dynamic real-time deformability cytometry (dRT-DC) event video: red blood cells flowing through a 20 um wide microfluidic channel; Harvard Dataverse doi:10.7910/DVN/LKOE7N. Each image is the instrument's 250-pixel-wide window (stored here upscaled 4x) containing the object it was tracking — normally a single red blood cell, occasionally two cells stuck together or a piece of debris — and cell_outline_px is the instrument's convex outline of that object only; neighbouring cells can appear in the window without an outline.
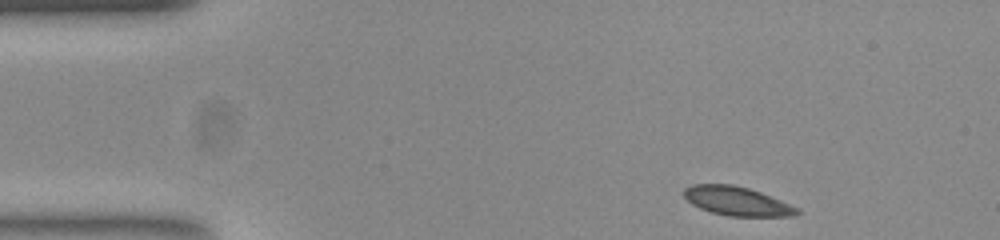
{"species": "common noctule bat (a hibernating species)", "species_latin": "Nyctalus noctula", "temperature_condition": "room temperature", "stored_images_in_passage": 48, "camera_frame_rate_fps": 3000, "um_per_image_px": 0.085, "animal": {"sex": "female", "body_mass_g": 23.0, "forearm_length_mm": 53.4}, "frame": {"image": 1, "passage_image": 1, "time_ms": 0.0, "image_size_px": [1000, 240], "cell_outline_px": [[800, 212], [784, 216], [732, 216], [712, 212], [700, 208], [692, 204], [684, 196], [684, 188], [692, 184], [732, 184], [748, 188], [760, 192], [788, 204], [796, 208]], "centroid_in_image_um": [62.56, 17.08], "position_along_channel_um": 22.4, "area_um2": 18.55}}
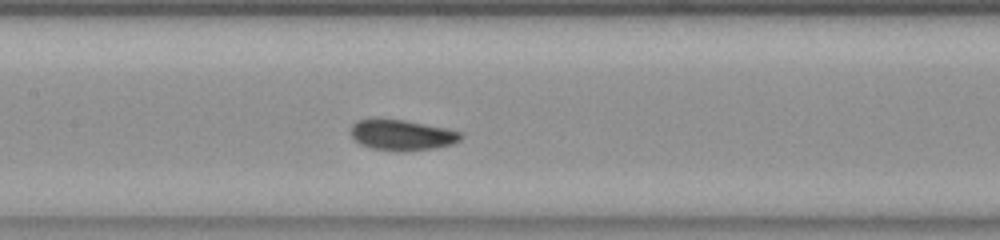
{"frame": {"image": 2, "passage_image": 19, "time_ms": 6.0, "image_size_px": [1000, 240], "cell_outline_px": [[460, 140], [452, 144], [432, 148], [372, 148], [360, 144], [352, 136], [352, 124], [356, 120], [404, 120], [444, 128], [460, 132]], "centroid_in_image_um": [34.15, 11.44], "position_along_channel_um": 173.3, "area_um2": 18.21}}
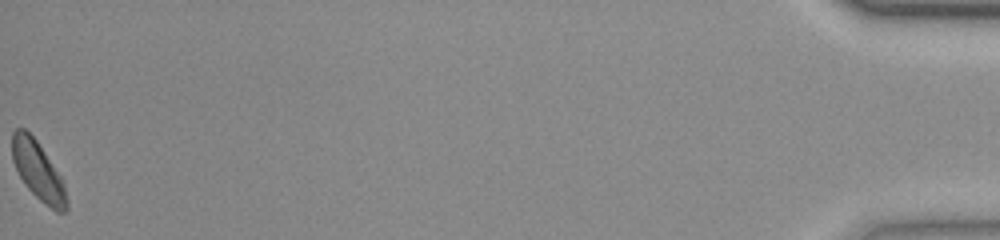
{"frame": {"image": 3, "passage_image": 48, "time_ms": 15.667, "image_size_px": [1000, 240], "cell_outline_px": [[68, 208], [64, 212], [56, 212], [44, 204], [24, 184], [12, 160], [12, 132], [16, 128], [24, 128], [36, 140], [64, 180], [68, 200]], "centroid_in_image_um": [3.26, 14.55], "position_along_channel_um": 431.9, "area_um2": 18.67}, "authors_computed_cell_mechanics": {"area_um2": 18.7272, "velocity_mm_per_s": 3.7723, "shape_relaxation_time_tau1_ms": 3.8001, "shape_relaxation_time_tau2_ms": null, "deformation_change_tau1": 0.0829, "deformation_change_tau2": null}}